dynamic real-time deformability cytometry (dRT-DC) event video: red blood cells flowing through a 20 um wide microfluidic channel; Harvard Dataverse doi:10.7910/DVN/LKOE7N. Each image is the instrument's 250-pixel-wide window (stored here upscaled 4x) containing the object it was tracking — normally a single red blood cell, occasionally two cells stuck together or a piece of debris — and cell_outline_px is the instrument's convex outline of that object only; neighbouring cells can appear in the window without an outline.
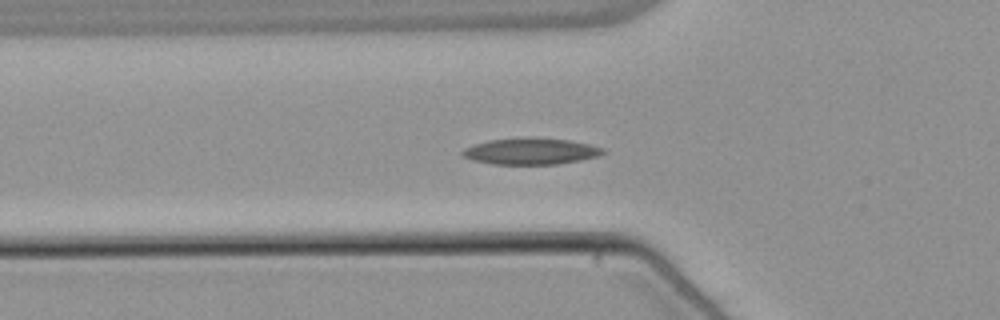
{"species": "common noctule bat (a hibernating species)", "species_latin": "Nyctalus noctula", "temperature_condition": "warm", "stored_images_in_passage": 42, "camera_frame_rate_fps": 3000, "um_per_image_px": 0.085, "animal": {"sex": "male", "body_mass_g": 21.5, "forearm_length_mm": 52.0}, "frame": {"image": 1, "passage_image": 10, "time_ms": 3.0, "image_size_px": [1000, 320], "cell_outline_px": [[608, 152], [600, 156], [580, 160], [556, 164], [492, 164], [472, 160], [460, 156], [460, 152], [464, 148], [488, 140], [568, 140], [588, 144], [604, 148]], "centroid_in_image_um": [45.12, 12.91], "position_along_channel_um": 80.7, "area_um2": 20.81}}
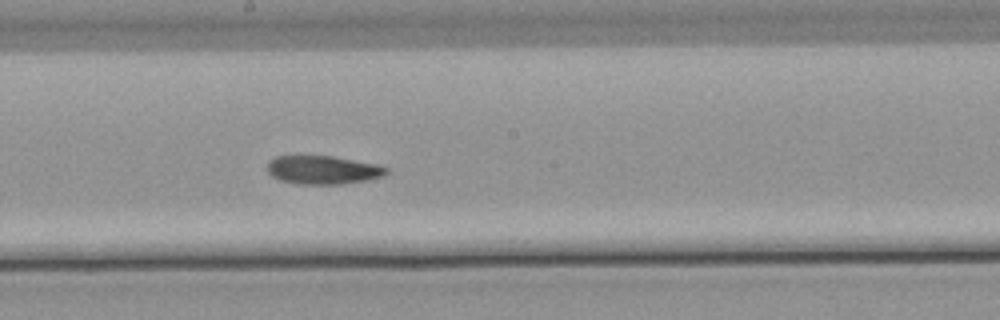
{"frame": {"image": 2, "passage_image": 21, "time_ms": 6.667, "image_size_px": [1000, 320], "cell_outline_px": [[388, 172], [384, 176], [368, 180], [340, 184], [296, 184], [280, 180], [272, 176], [268, 172], [268, 160], [276, 156], [332, 156], [376, 164], [388, 168]], "centroid_in_image_um": [27.44, 14.45], "position_along_channel_um": 220.8, "area_um2": 19.77}}
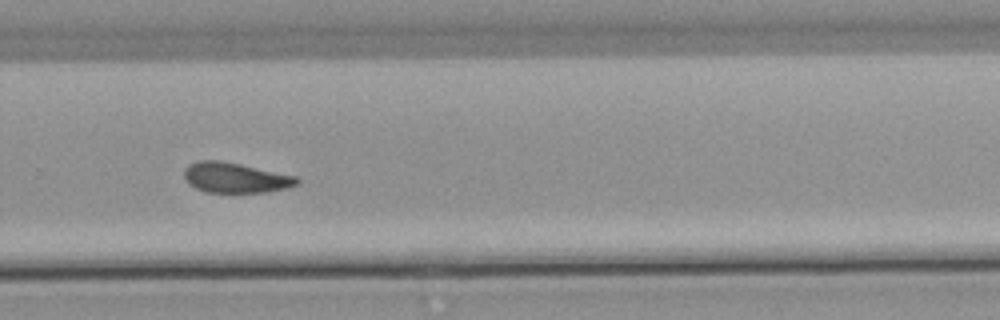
{"frame": {"image": 3, "passage_image": 28, "time_ms": 9.0, "image_size_px": [1000, 320], "cell_outline_px": [[300, 184], [288, 188], [268, 192], [240, 196], [232, 196], [204, 192], [188, 184], [184, 176], [184, 168], [188, 164], [196, 160], [220, 160], [240, 164], [296, 176], [300, 180]], "centroid_in_image_um": [20.0, 15.17], "position_along_channel_um": 309.8, "area_um2": 21.1}, "authors_computed_cell_mechanics": {"area_um2": 20.3167, "velocity_mm_per_s": 3.826, "shape_relaxation_time_tau1_ms": null, "shape_relaxation_time_tau2_ms": 7.6447, "deformation_change_tau1": null, "deformation_change_tau2": 0.1534}}